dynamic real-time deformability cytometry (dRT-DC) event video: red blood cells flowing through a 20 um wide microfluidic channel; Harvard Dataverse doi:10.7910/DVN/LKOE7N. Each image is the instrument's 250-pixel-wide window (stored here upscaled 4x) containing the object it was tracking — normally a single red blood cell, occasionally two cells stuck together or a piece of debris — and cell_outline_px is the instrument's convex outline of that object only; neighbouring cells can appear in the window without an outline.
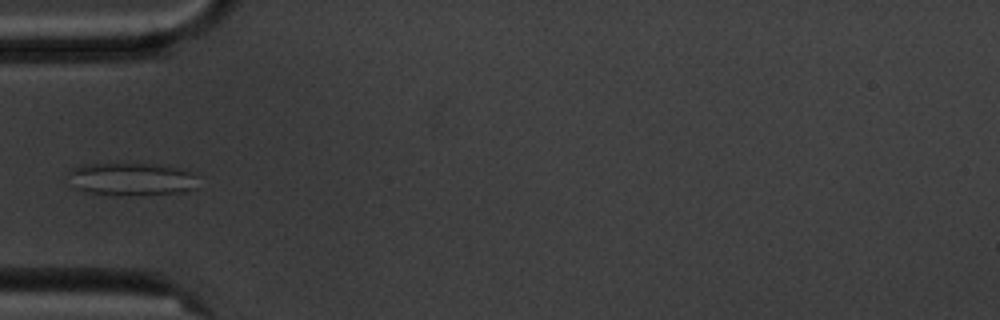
{"species": "common noctule bat (a hibernating species)", "species_latin": "Nyctalus noctula", "temperature_condition": "cold", "stored_images_in_passage": 7, "camera_frame_rate_fps": 3000, "um_per_image_px": 0.085, "animal": {"sex": "male", "body_mass_g": 20.1, "forearm_length_mm": 53.5}, "frame": {"image": 1, "passage_image": 5, "time_ms": 4.667, "image_size_px": [1000, 320], "cell_outline_px": [[200, 176], [196, 188], [184, 192], [140, 196], [80, 192], [76, 188], [68, 172], [72, 168], [84, 164], [156, 164], [196, 172]], "centroid_in_image_um": [11.27, 15.24], "position_along_channel_um": 73.7, "area_um2": 25.2}}
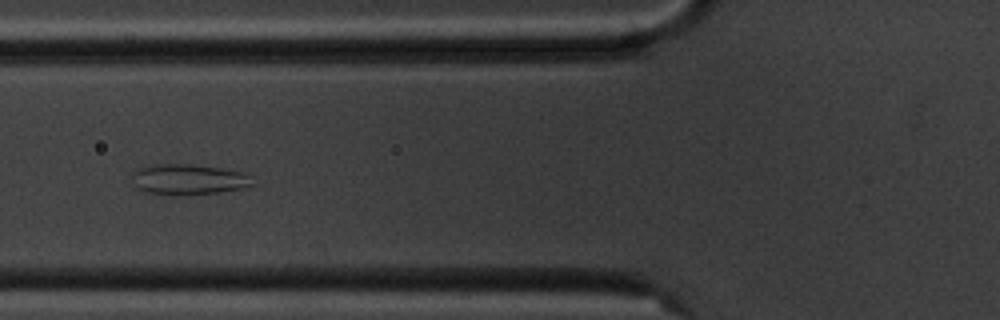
{"frame": {"image": 2, "passage_image": 6, "time_ms": 5.667, "image_size_px": [1000, 320], "cell_outline_px": [[256, 184], [244, 188], [220, 192], [176, 196], [172, 196], [144, 192], [136, 188], [132, 184], [132, 172], [136, 168], [148, 164], [192, 164], [220, 168], [244, 172]], "centroid_in_image_um": [15.95, 15.26], "position_along_channel_um": 109.9, "area_um2": 22.08}}
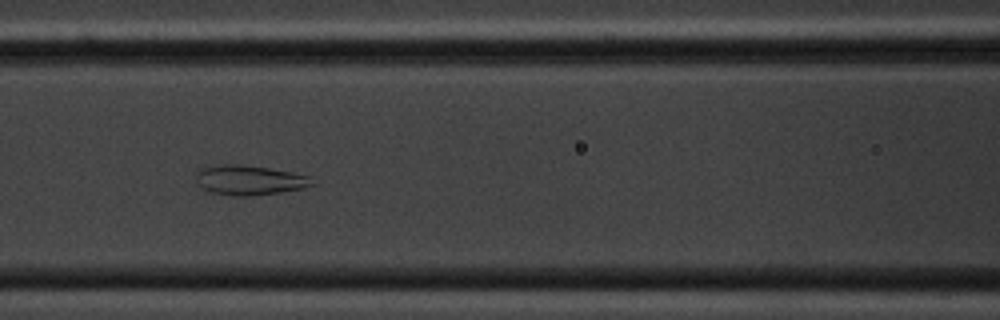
{"frame": {"image": 3, "passage_image": 7, "time_ms": 6.667, "image_size_px": [1000, 320], "cell_outline_px": [[316, 184], [304, 188], [280, 192], [252, 196], [232, 196], [212, 192], [200, 188], [196, 184], [196, 176], [204, 168], [216, 164], [240, 164], [268, 168], [292, 172], [308, 176]], "centroid_in_image_um": [21.19, 15.32], "position_along_channel_um": 145.4, "area_um2": 20.17}}